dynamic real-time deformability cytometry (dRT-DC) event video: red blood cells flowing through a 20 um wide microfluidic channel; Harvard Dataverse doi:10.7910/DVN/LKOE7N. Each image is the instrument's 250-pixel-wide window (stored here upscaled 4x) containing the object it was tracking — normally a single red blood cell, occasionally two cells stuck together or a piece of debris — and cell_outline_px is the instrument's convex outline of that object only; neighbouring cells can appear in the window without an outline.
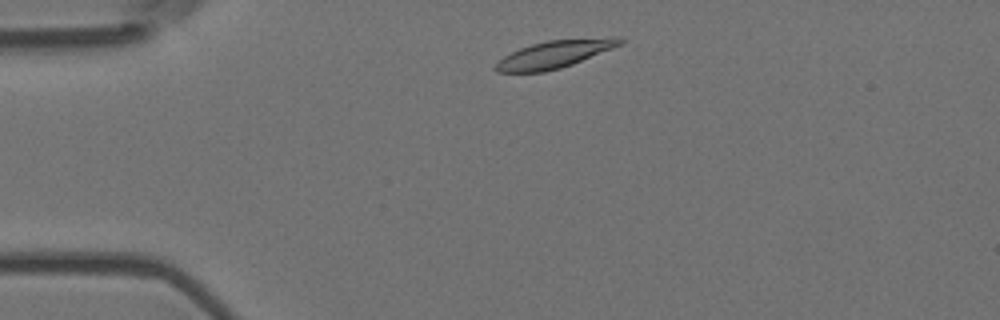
{"species": "Egyptian fruit bat (a non-hibernating species)", "species_latin": "Rousettus aegyptiacus", "temperature_condition": "room temperature", "stored_images_in_passage": 2, "camera_frame_rate_fps": 3000, "um_per_image_px": 0.085, "animal": {"sex": "female"}, "frame": {"image": 1, "passage_image": 1, "time_ms": 0.0, "image_size_px": [1000, 320], "cell_outline_px": [[624, 44], [572, 64], [560, 68], [544, 72], [496, 72], [492, 68], [504, 56], [520, 48], [532, 44], [548, 40], [612, 36], [620, 36], [624, 40]], "centroid_in_image_um": [47.2, 4.59], "position_along_channel_um": 37.8, "area_um2": 20.11}}